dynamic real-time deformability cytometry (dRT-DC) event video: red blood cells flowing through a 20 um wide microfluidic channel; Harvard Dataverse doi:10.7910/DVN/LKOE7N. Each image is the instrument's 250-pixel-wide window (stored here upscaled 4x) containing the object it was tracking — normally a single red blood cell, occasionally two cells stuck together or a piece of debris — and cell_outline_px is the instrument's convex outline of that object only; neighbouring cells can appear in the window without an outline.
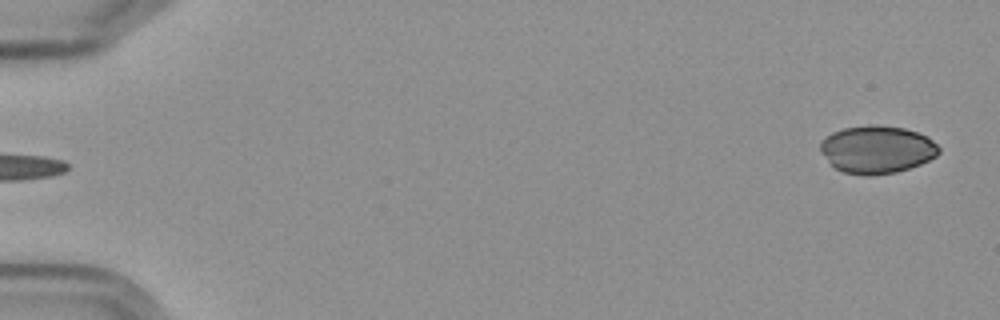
{"species": "Egyptian fruit bat (a non-hibernating species)", "species_latin": "Rousettus aegyptiacus", "temperature_condition": "cold", "stored_images_in_passage": 6, "segment_of_instrument_passage": [2, 2], "camera_frame_rate_fps": 3000, "um_per_image_px": 0.085, "frame": {"image": 1, "passage_image": 6, "time_ms": 6.0, "image_size_px": [1000, 320], "cell_outline_px": [[940, 152], [936, 156], [920, 164], [896, 172], [872, 176], [864, 176], [844, 172], [836, 168], [820, 152], [820, 140], [832, 132], [844, 128], [868, 124], [876, 124], [904, 128], [928, 136], [940, 148]], "centroid_in_image_um": [74.53, 12.7], "position_along_channel_um": 10.5, "area_um2": 33.12}}